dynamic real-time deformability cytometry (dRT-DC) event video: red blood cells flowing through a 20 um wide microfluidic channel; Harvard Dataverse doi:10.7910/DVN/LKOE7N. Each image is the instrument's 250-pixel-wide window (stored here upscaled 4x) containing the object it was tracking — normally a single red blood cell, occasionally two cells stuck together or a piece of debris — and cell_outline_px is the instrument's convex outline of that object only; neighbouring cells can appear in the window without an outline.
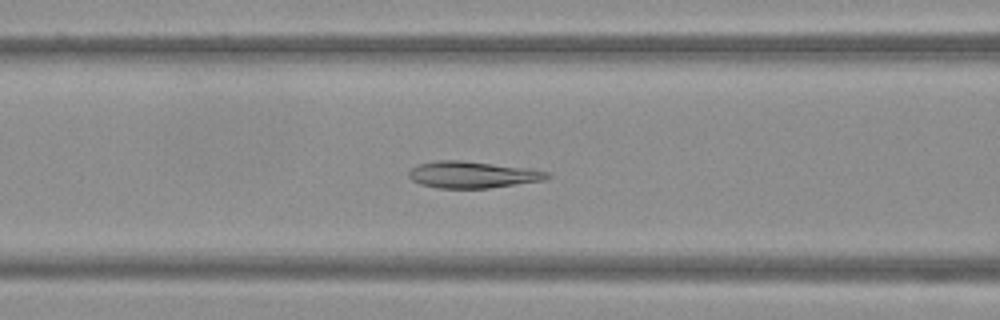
{"species": "Egyptian fruit bat (a non-hibernating species)", "species_latin": "Rousettus aegyptiacus", "temperature_condition": "warm", "stored_images_in_passage": 44, "camera_frame_rate_fps": 3000, "um_per_image_px": 0.085, "frame": {"image": 1, "passage_image": 15, "time_ms": 4.667, "image_size_px": [1000, 320], "cell_outline_px": [[552, 176], [544, 180], [488, 188], [440, 188], [420, 184], [412, 180], [408, 176], [408, 172], [416, 164], [436, 160], [464, 160], [528, 168], [548, 172]], "centroid_in_image_um": [40.13, 14.83], "position_along_channel_um": 126.5, "area_um2": 21.56}}
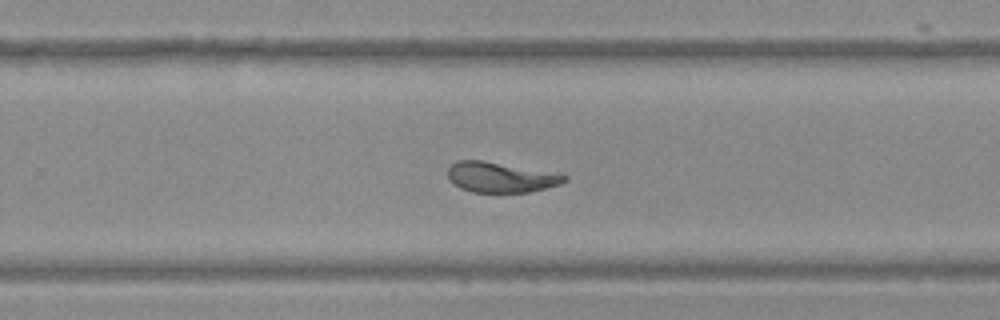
{"frame": {"image": 2, "passage_image": 27, "time_ms": 8.667, "image_size_px": [1000, 320], "cell_outline_px": [[568, 180], [560, 184], [528, 192], [472, 192], [460, 188], [448, 176], [448, 168], [456, 160], [484, 160], [568, 176]], "centroid_in_image_um": [42.51, 15.06], "position_along_channel_um": 287.3, "area_um2": 20.11}}
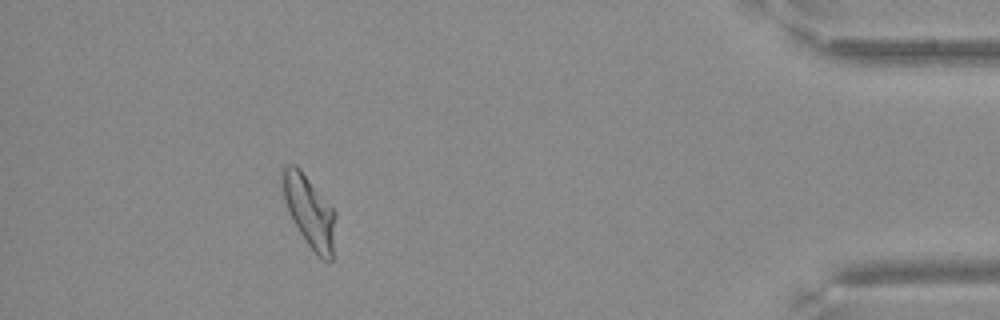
{"frame": {"image": 3, "passage_image": 40, "time_ms": 13.0, "image_size_px": [1000, 320], "cell_outline_px": [[336, 216], [332, 260], [324, 260], [308, 244], [292, 220], [284, 200], [280, 176], [280, 168], [288, 164], [296, 164], [300, 168], [336, 212]], "centroid_in_image_um": [26.26, 17.89], "position_along_channel_um": 408.9, "area_um2": 22.14}}